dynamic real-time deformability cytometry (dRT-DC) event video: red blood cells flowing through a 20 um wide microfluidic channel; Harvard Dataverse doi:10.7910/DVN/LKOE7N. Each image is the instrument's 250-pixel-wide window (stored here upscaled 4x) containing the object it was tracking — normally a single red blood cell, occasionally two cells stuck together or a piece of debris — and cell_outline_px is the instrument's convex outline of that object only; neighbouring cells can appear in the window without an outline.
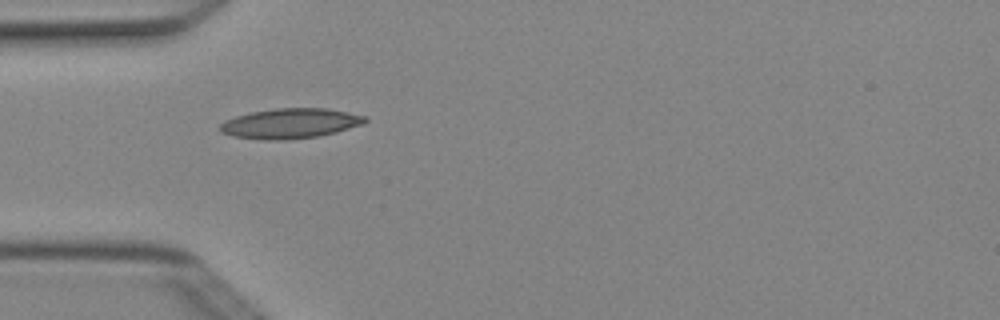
{"species": "Egyptian fruit bat (a non-hibernating species)", "species_latin": "Rousettus aegyptiacus", "temperature_condition": "cold", "stored_images_in_passage": 2, "camera_frame_rate_fps": 3000, "um_per_image_px": 0.085, "animal": {"sex": "female"}, "frame": {"image": 1, "passage_image": 2, "time_ms": 0.333, "image_size_px": [1000, 320], "cell_outline_px": [[368, 120], [364, 124], [336, 132], [316, 136], [288, 140], [260, 140], [232, 136], [220, 132], [220, 124], [224, 120], [236, 116], [252, 112], [276, 108], [328, 108], [368, 116]], "centroid_in_image_um": [24.68, 10.49], "position_along_channel_um": 60.3, "area_um2": 25.61}}